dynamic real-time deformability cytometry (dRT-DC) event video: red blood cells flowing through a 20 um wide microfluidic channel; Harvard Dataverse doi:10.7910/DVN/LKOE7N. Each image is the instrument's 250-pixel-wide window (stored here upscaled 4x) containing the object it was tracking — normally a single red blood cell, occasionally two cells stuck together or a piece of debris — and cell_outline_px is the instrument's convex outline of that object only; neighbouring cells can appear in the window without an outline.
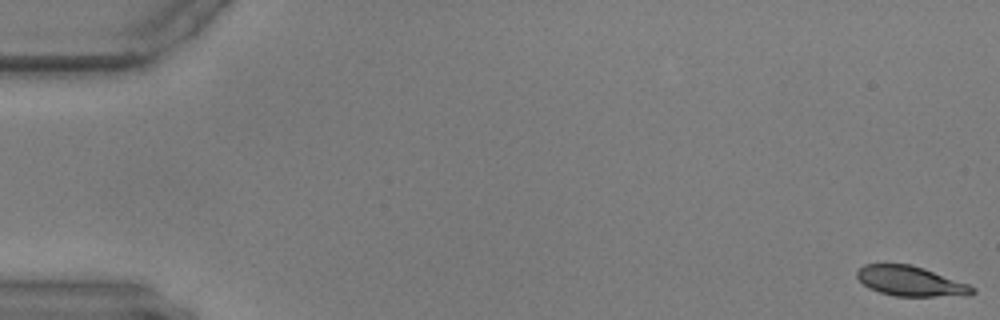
{"species": "common noctule bat (a hibernating species)", "species_latin": "Nyctalus noctula", "temperature_condition": "warm", "stored_images_in_passage": 58, "camera_frame_rate_fps": 3000, "um_per_image_px": 0.085, "animal": {"sex": "male", "body_mass_g": 17.9, "forearm_length_mm": 54.2}, "frame": {"image": 1, "passage_image": 1, "time_ms": 0.0, "image_size_px": [1000, 320], "cell_outline_px": [[976, 292], [968, 296], [896, 296], [880, 292], [868, 288], [856, 276], [856, 272], [864, 264], [912, 264], [924, 268], [968, 284], [976, 288]], "centroid_in_image_um": [77.43, 23.9], "position_along_channel_um": 7.6, "area_um2": 20.17}}
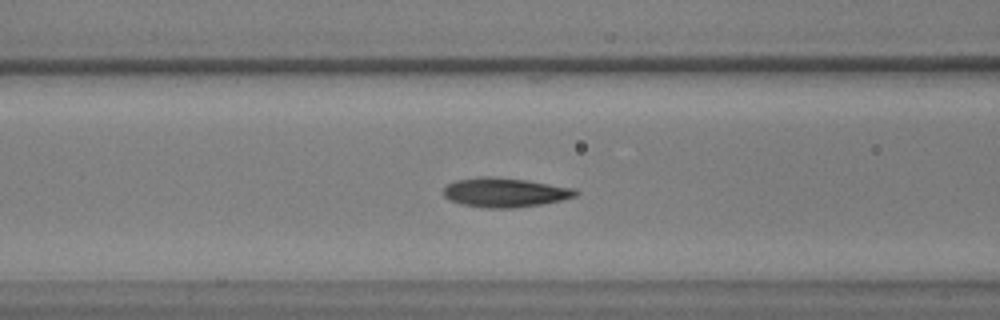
{"frame": {"image": 2, "passage_image": 24, "time_ms": 7.667, "image_size_px": [1000, 320], "cell_outline_px": [[580, 192], [576, 196], [560, 200], [540, 204], [512, 208], [484, 208], [460, 204], [444, 196], [444, 188], [448, 184], [456, 180], [480, 176], [496, 176], [524, 180], [576, 188]], "centroid_in_image_um": [42.92, 16.35], "position_along_channel_um": 123.7, "area_um2": 22.54}}
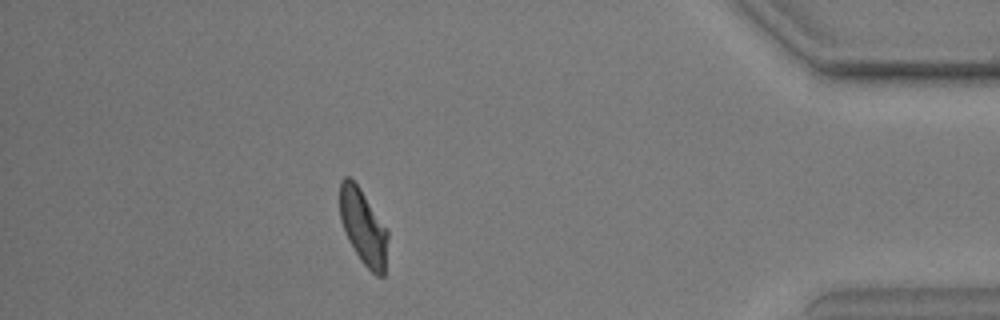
{"frame": {"image": 3, "passage_image": 52, "time_ms": 17.0, "image_size_px": [1000, 320], "cell_outline_px": [[388, 236], [384, 276], [376, 276], [360, 260], [348, 240], [340, 220], [340, 180], [344, 176], [348, 176], [360, 188], [388, 232]], "centroid_in_image_um": [30.86, 19.3], "position_along_channel_um": 404.3, "area_um2": 20.81}}